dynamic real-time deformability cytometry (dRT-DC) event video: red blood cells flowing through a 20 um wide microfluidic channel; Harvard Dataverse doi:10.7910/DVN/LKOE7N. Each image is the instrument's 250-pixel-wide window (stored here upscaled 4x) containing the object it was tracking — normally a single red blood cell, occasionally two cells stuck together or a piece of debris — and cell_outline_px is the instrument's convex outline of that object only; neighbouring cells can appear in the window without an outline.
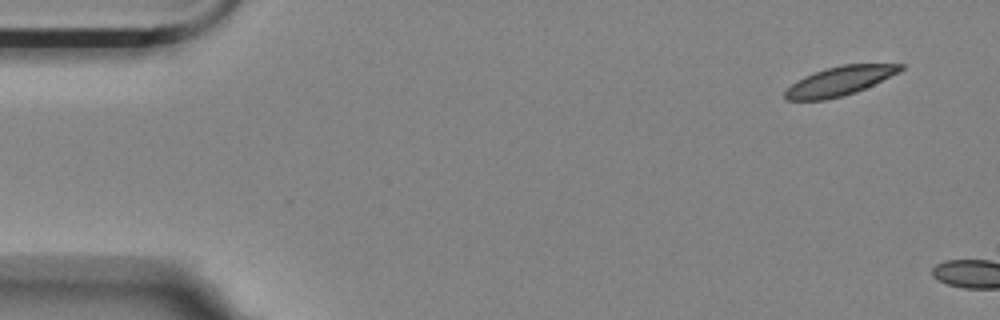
{"species": "Egyptian fruit bat (a non-hibernating species)", "species_latin": "Rousettus aegyptiacus", "temperature_condition": "room temperature", "stored_images_in_passage": 5, "camera_frame_rate_fps": 3000, "um_per_image_px": 0.085, "animal": {"sex": "female"}, "frame": {"image": 1, "passage_image": 1, "time_ms": 0.0, "image_size_px": [1000, 320], "cell_outline_px": [[904, 68], [900, 72], [856, 92], [824, 100], [788, 100], [784, 96], [784, 92], [792, 84], [804, 76], [824, 68], [844, 64], [904, 64]], "centroid_in_image_um": [71.38, 6.88], "position_along_channel_um": 13.6, "area_um2": 19.42}}